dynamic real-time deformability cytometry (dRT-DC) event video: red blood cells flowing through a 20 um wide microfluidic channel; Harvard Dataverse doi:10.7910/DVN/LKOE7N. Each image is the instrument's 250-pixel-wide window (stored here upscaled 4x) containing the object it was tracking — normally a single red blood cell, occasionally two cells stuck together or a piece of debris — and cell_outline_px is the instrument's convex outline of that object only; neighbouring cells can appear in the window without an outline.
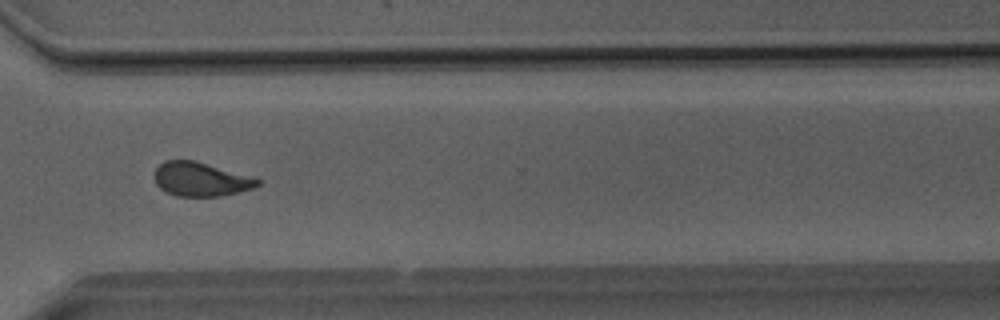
{"species": "Egyptian fruit bat (a non-hibernating species)", "species_latin": "Rousettus aegyptiacus", "temperature_condition": "room temperature", "stored_images_in_passage": 37, "camera_frame_rate_fps": 3000, "um_per_image_px": 0.085, "animal": {"sex": "male"}, "frame": {"image": 1, "passage_image": 27, "time_ms": 8.667, "image_size_px": [1000, 320], "cell_outline_px": [[260, 184], [252, 188], [220, 196], [176, 196], [160, 188], [156, 184], [152, 176], [152, 172], [164, 160], [196, 160], [260, 180]], "centroid_in_image_um": [16.96, 15.23], "position_along_channel_um": 353.6, "area_um2": 20.23}}
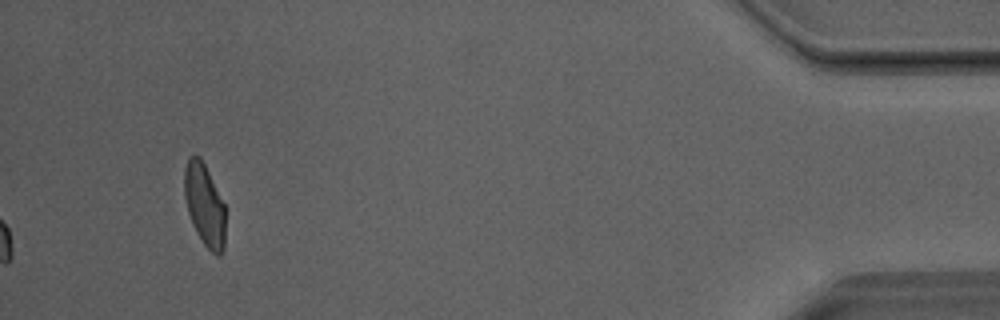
{"frame": {"image": 2, "passage_image": 37, "time_ms": 12.0, "image_size_px": [1000, 320], "cell_outline_px": [[224, 248], [220, 256], [216, 256], [204, 244], [196, 232], [192, 224], [188, 212], [184, 196], [184, 168], [188, 156], [200, 156], [224, 204]], "centroid_in_image_um": [17.36, 17.42], "position_along_channel_um": 417.8, "area_um2": 19.48}, "authors_computed_cell_mechanics": {"area_um2": 20.6924, "velocity_mm_per_s": 4.0726, "shape_relaxation_time_tau1_ms": 9.7248, "shape_relaxation_time_tau2_ms": 1.4718, "deformation_change_tau1": 0.2008, "deformation_change_tau2": 0.0764}}